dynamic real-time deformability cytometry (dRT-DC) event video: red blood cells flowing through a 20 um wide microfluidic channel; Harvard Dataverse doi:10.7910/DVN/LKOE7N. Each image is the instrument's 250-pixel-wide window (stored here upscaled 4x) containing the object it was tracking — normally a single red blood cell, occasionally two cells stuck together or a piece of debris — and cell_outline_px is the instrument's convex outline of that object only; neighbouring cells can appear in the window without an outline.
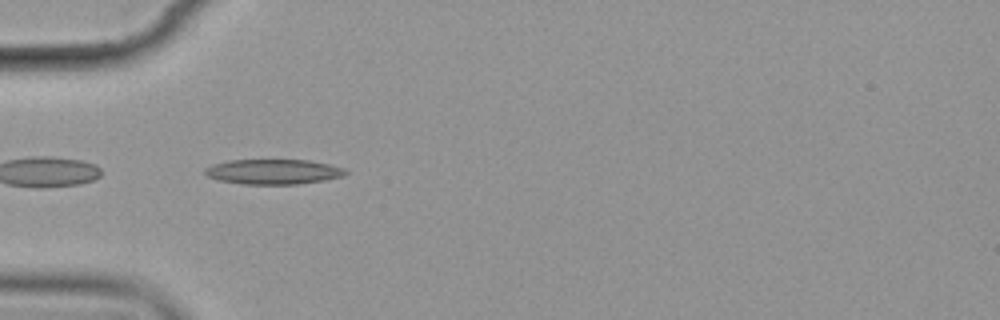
{"species": "common noctule bat (a hibernating species)", "species_latin": "Nyctalus noctula", "temperature_condition": "cold", "stored_images_in_passage": 15, "camera_frame_rate_fps": 3000, "um_per_image_px": 0.085, "animal": {"sex": "female", "body_mass_g": 19.9}, "frame": {"image": 1, "passage_image": 5, "time_ms": 5.333, "image_size_px": [1000, 320], "cell_outline_px": [[348, 172], [344, 176], [324, 180], [296, 184], [244, 184], [220, 180], [208, 176], [204, 172], [204, 168], [212, 164], [228, 160], [308, 160], [328, 164], [344, 168]], "centroid_in_image_um": [23.23, 14.59], "position_along_channel_um": 61.8, "area_um2": 20.4}}
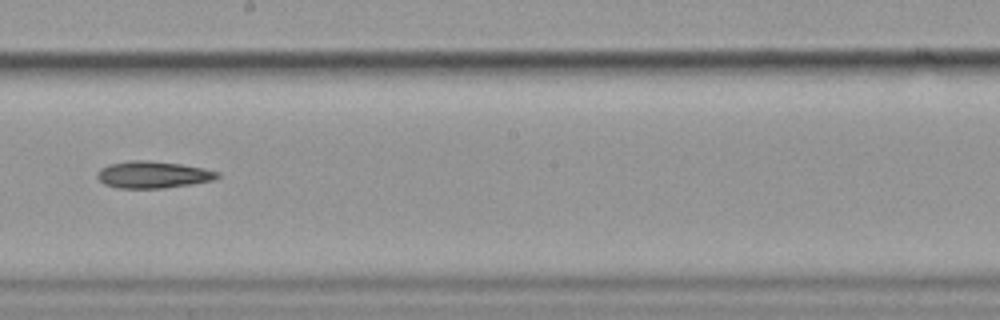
{"frame": {"image": 2, "passage_image": 9, "time_ms": 10.333, "image_size_px": [1000, 320], "cell_outline_px": [[220, 176], [212, 180], [164, 188], [116, 188], [104, 184], [96, 176], [96, 172], [100, 168], [108, 164], [132, 160], [148, 160], [180, 164], [204, 168], [220, 172]], "centroid_in_image_um": [12.96, 14.84], "position_along_channel_um": 235.2, "area_um2": 18.84}}
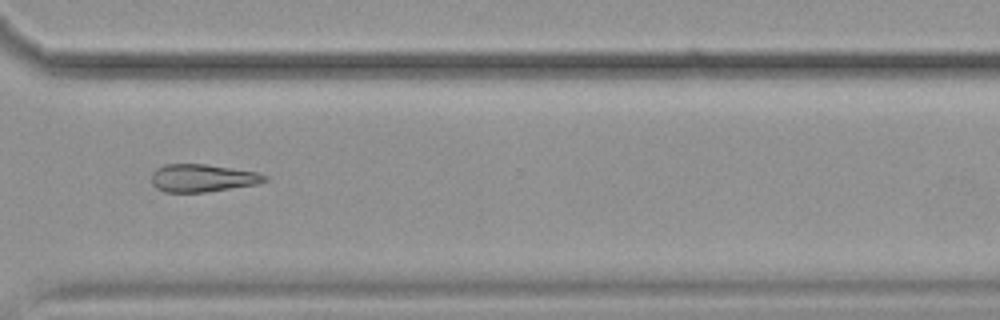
{"frame": {"image": 3, "passage_image": 12, "time_ms": 13.667, "image_size_px": [1000, 320], "cell_outline_px": [[268, 180], [256, 184], [204, 192], [164, 192], [156, 188], [152, 184], [152, 172], [156, 168], [164, 164], [204, 164], [256, 172], [268, 176]], "centroid_in_image_um": [17.17, 15.13], "position_along_channel_um": 353.4, "area_um2": 18.15}}